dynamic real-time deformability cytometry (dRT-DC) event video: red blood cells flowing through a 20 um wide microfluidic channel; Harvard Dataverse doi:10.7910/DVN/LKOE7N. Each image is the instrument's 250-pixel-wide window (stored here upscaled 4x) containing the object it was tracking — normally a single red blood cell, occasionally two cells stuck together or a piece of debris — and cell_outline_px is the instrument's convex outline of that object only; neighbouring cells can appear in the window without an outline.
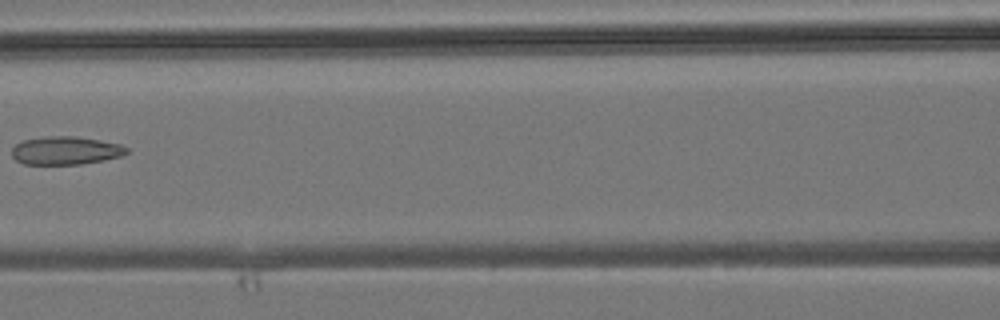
{"species": "common noctule bat (a hibernating species)", "species_latin": "Nyctalus noctula", "temperature_condition": "room temperature", "stored_images_in_passage": 3, "camera_frame_rate_fps": 3000, "um_per_image_px": 0.085, "animal": {"sex": "male", "body_mass_g": 19.2, "forearm_length_mm": 51.8}, "frame": {"image": 1, "passage_image": 3, "time_ms": 2.333, "image_size_px": [1000, 320], "cell_outline_px": [[128, 152], [120, 156], [104, 160], [80, 164], [24, 164], [16, 160], [12, 156], [12, 148], [16, 144], [24, 140], [44, 136], [76, 136], [120, 144], [128, 148]], "centroid_in_image_um": [5.56, 12.79], "position_along_channel_um": 161.0, "area_um2": 18.79}}